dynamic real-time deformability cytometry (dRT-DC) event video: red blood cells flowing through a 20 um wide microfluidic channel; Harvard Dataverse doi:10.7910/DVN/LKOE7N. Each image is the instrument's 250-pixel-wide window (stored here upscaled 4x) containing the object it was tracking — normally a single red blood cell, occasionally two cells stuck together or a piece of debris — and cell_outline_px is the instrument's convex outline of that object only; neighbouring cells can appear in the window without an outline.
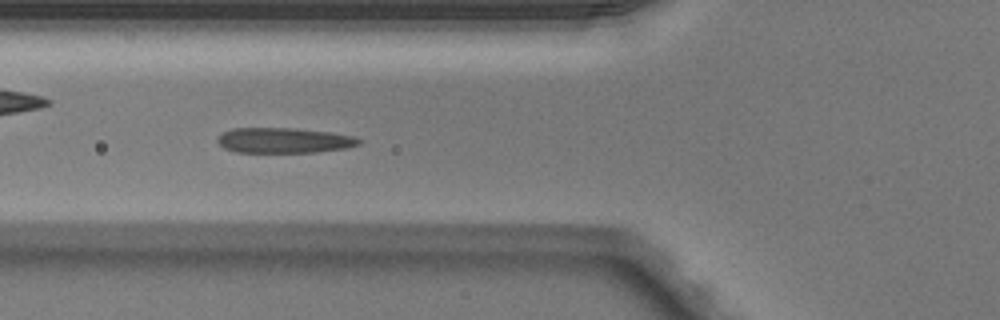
{"species": "Egyptian fruit bat (a non-hibernating species)", "species_latin": "Rousettus aegyptiacus", "temperature_condition": "warm", "stored_images_in_passage": 45, "camera_frame_rate_fps": 3000, "um_per_image_px": 0.085, "animal": {"sex": "male"}, "frame": {"image": 1, "passage_image": 13, "time_ms": 4.0, "image_size_px": [1000, 320], "cell_outline_px": [[360, 144], [344, 148], [316, 152], [236, 152], [224, 148], [216, 140], [216, 136], [232, 128], [296, 128], [332, 132], [352, 136], [360, 140]], "centroid_in_image_um": [24.09, 11.92], "position_along_channel_um": 101.7, "area_um2": 20.81}}
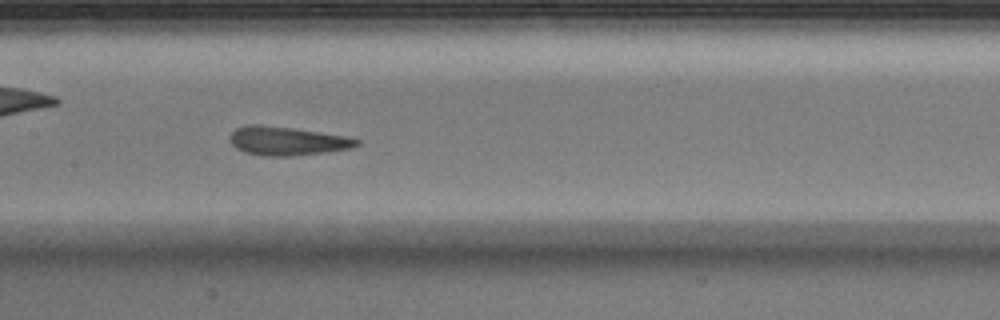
{"frame": {"image": 2, "passage_image": 19, "time_ms": 6.0, "image_size_px": [1000, 320], "cell_outline_px": [[360, 144], [352, 148], [324, 152], [292, 156], [264, 156], [244, 152], [236, 148], [228, 140], [228, 136], [236, 128], [244, 124], [260, 124], [292, 128], [320, 132], [344, 136], [360, 140]], "centroid_in_image_um": [24.34, 11.97], "position_along_channel_um": 183.1, "area_um2": 21.33}}